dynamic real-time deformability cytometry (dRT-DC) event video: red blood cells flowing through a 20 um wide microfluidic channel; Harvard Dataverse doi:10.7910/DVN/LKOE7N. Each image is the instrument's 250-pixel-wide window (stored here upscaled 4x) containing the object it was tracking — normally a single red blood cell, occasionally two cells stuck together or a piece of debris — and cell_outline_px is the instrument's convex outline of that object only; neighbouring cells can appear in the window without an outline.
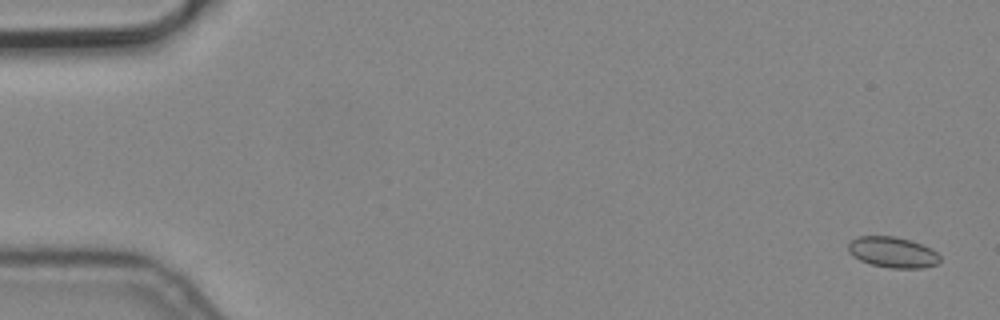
{"species": "common noctule bat (a hibernating species)", "species_latin": "Nyctalus noctula", "temperature_condition": "cold", "stored_images_in_passage": 5, "camera_frame_rate_fps": 3000, "um_per_image_px": 0.085, "animal": {"sex": "male", "body_mass_g": 19.2, "forearm_length_mm": 51.8}, "frame": {"image": 1, "passage_image": 1, "time_ms": 0.0, "image_size_px": [1000, 320], "cell_outline_px": [[940, 260], [936, 264], [924, 268], [888, 268], [872, 264], [860, 260], [848, 252], [848, 244], [852, 240], [860, 236], [892, 236], [912, 240], [932, 248], [940, 256]], "centroid_in_image_um": [75.9, 21.44], "position_along_channel_um": 9.1, "area_um2": 16.47}}
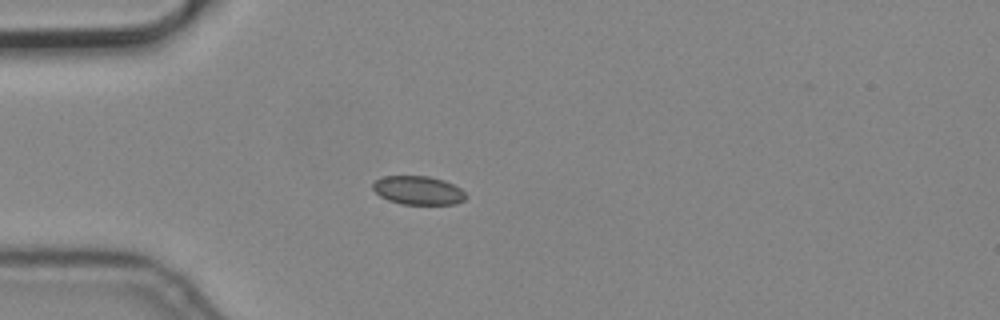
{"frame": {"image": 2, "passage_image": 5, "time_ms": 1.333, "image_size_px": [1000, 320], "cell_outline_px": [[468, 196], [464, 200], [456, 204], [400, 204], [388, 200], [380, 196], [372, 188], [372, 184], [376, 180], [384, 176], [428, 176], [444, 180], [460, 188]], "centroid_in_image_um": [35.55, 16.18], "position_along_channel_um": 49.5, "area_um2": 15.55}}